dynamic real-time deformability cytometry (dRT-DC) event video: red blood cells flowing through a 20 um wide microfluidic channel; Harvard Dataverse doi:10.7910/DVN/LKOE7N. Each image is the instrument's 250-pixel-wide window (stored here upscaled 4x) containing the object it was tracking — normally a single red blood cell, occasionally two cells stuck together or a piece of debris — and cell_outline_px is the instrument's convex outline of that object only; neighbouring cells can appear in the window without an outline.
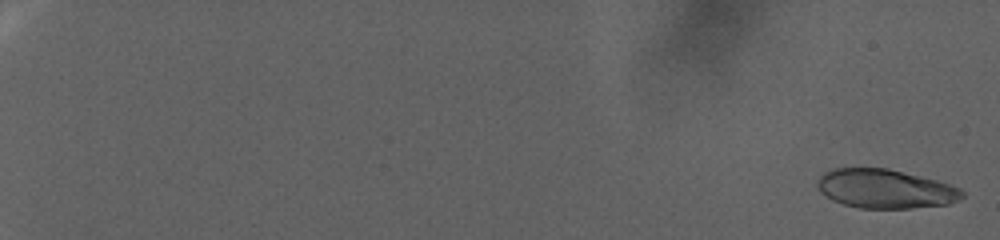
{"species": "human", "species_latin": "Homo sapiens", "temperature_condition": "warm", "stored_images_in_passage": 100, "camera_frame_rate_fps": 3000, "um_per_image_px": 0.085, "donor": {"sex": "female"}, "frame": {"image": 1, "passage_image": 2, "time_ms": 0.333, "image_size_px": [1000, 240], "cell_outline_px": [[964, 196], [948, 204], [912, 208], [860, 208], [844, 204], [832, 200], [820, 192], [816, 184], [820, 176], [824, 172], [832, 168], [888, 168], [936, 180], [960, 188], [964, 192]], "centroid_in_image_um": [75.21, 16.04], "position_along_channel_um": 9.8, "area_um2": 32.83}}
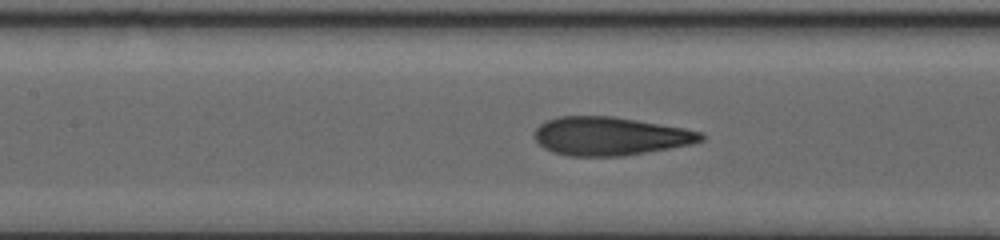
{"frame": {"image": 2, "passage_image": 55, "time_ms": 18.0, "image_size_px": [1000, 240], "cell_outline_px": [[704, 140], [692, 144], [624, 156], [568, 156], [552, 152], [544, 148], [532, 136], [536, 128], [540, 124], [548, 120], [560, 116], [612, 116], [684, 128], [700, 132], [704, 136]], "centroid_in_image_um": [51.83, 11.58], "position_along_channel_um": 155.6, "area_um2": 37.22}}
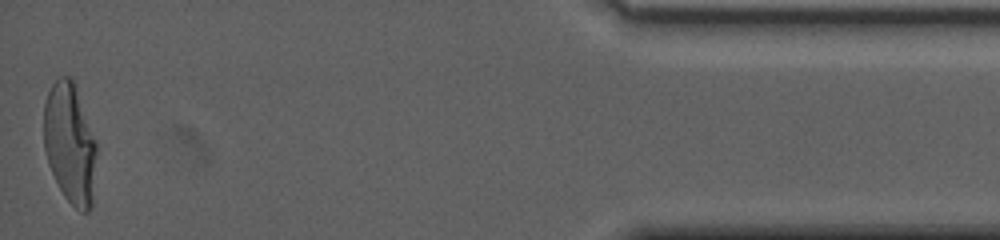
{"frame": {"image": 3, "passage_image": 99, "time_ms": 32.667, "image_size_px": [1000, 240], "cell_outline_px": [[96, 152], [92, 208], [88, 212], [80, 212], [64, 196], [48, 164], [44, 148], [44, 104], [48, 92], [52, 84], [60, 76], [72, 76], [96, 140]], "centroid_in_image_um": [5.95, 12.18], "position_along_channel_um": 429.3, "area_um2": 37.11}, "authors_computed_cell_mechanics": {"area_um2": 36.4718, "velocity_mm_per_s": 2.282, "shape_relaxation_time_tau1_ms": 10.1186, "shape_relaxation_time_tau2_ms": null, "deformation_change_tau1": 0.2776, "deformation_change_tau2": null}}